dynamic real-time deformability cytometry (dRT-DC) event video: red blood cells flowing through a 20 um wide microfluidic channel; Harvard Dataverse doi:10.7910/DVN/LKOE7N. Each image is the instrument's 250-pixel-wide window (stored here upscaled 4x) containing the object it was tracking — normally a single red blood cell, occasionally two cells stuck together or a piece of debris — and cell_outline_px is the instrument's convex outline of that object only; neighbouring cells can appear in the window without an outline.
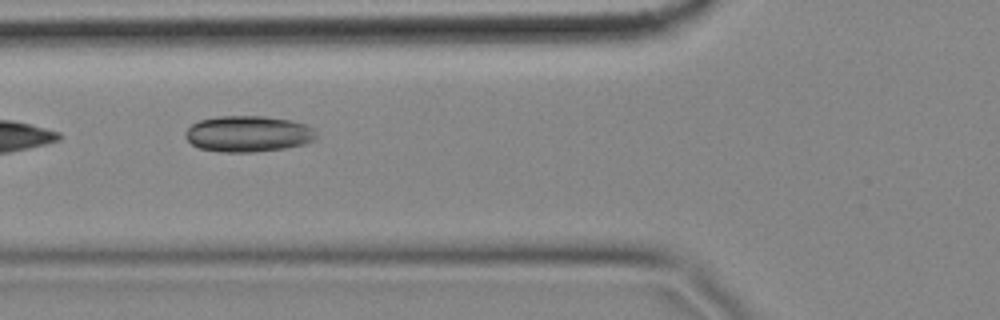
{"species": "common noctule bat (a hibernating species)", "species_latin": "Nyctalus noctula", "temperature_condition": "cold", "stored_images_in_passage": 36, "camera_frame_rate_fps": 3000, "um_per_image_px": 0.085, "animal": {"sex": "female", "body_mass_g": 18.4}, "frame": {"image": 1, "passage_image": 6, "time_ms": 1.667, "image_size_px": [1000, 320], "cell_outline_px": [[316, 136], [312, 140], [304, 144], [284, 148], [252, 152], [220, 152], [200, 148], [192, 144], [184, 136], [184, 132], [192, 124], [200, 120], [216, 116], [264, 116], [292, 120], [304, 124], [312, 128], [316, 132]], "centroid_in_image_um": [21.06, 11.37], "position_along_channel_um": 104.7, "area_um2": 27.51}}
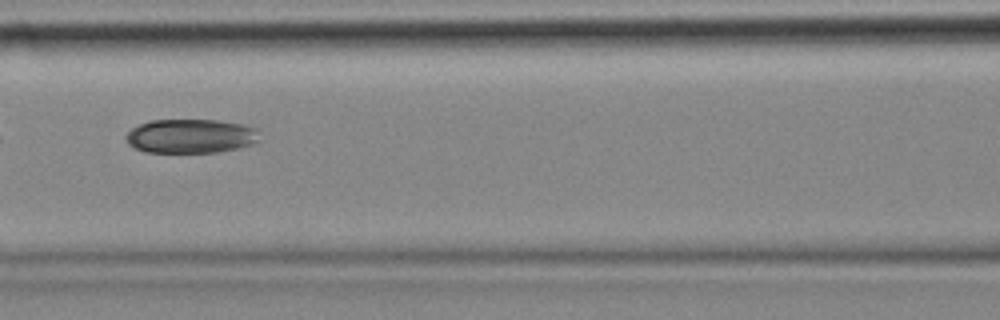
{"frame": {"image": 2, "passage_image": 10, "time_ms": 3.0, "image_size_px": [1000, 320], "cell_outline_px": [[260, 140], [252, 144], [236, 148], [216, 152], [144, 152], [128, 144], [124, 140], [124, 136], [132, 128], [148, 120], [216, 120], [244, 124], [260, 128]], "centroid_in_image_um": [16.23, 11.56], "position_along_channel_um": 150.4, "area_um2": 26.88}}
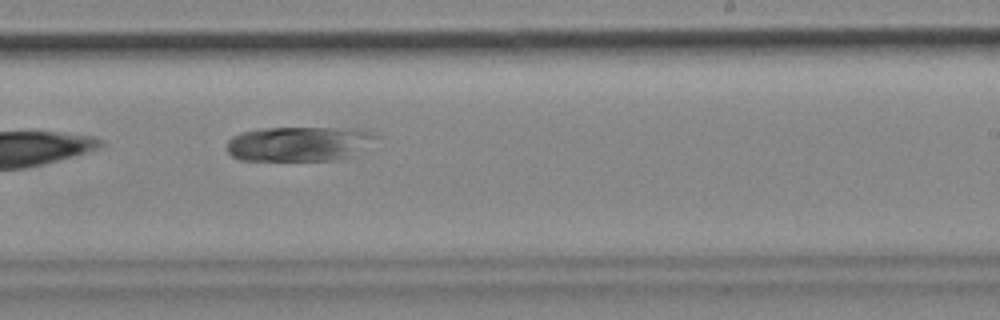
{"frame": {"image": 3, "passage_image": 20, "time_ms": 6.333, "image_size_px": [1000, 320], "cell_outline_px": [[380, 136], [348, 156], [340, 160], [240, 160], [232, 156], [228, 152], [228, 140], [232, 136], [244, 132], [260, 128], [352, 128], [372, 132]], "centroid_in_image_um": [25.37, 12.21], "position_along_channel_um": 263.6, "area_um2": 29.82}}